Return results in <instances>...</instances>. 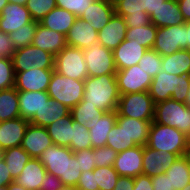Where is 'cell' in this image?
<instances>
[{
	"label": "cell",
	"mask_w": 190,
	"mask_h": 190,
	"mask_svg": "<svg viewBox=\"0 0 190 190\" xmlns=\"http://www.w3.org/2000/svg\"><path fill=\"white\" fill-rule=\"evenodd\" d=\"M38 159L46 172L58 177L64 185H77L82 172L70 148L53 144L46 148Z\"/></svg>",
	"instance_id": "1"
},
{
	"label": "cell",
	"mask_w": 190,
	"mask_h": 190,
	"mask_svg": "<svg viewBox=\"0 0 190 190\" xmlns=\"http://www.w3.org/2000/svg\"><path fill=\"white\" fill-rule=\"evenodd\" d=\"M120 92L116 75L87 77L84 80L85 104H91L104 112L117 111Z\"/></svg>",
	"instance_id": "2"
},
{
	"label": "cell",
	"mask_w": 190,
	"mask_h": 190,
	"mask_svg": "<svg viewBox=\"0 0 190 190\" xmlns=\"http://www.w3.org/2000/svg\"><path fill=\"white\" fill-rule=\"evenodd\" d=\"M189 90L190 75L177 76L161 71L152 79L148 92L154 104L170 98L185 103Z\"/></svg>",
	"instance_id": "3"
},
{
	"label": "cell",
	"mask_w": 190,
	"mask_h": 190,
	"mask_svg": "<svg viewBox=\"0 0 190 190\" xmlns=\"http://www.w3.org/2000/svg\"><path fill=\"white\" fill-rule=\"evenodd\" d=\"M147 147L183 156L190 151V137L178 129L152 121Z\"/></svg>",
	"instance_id": "4"
},
{
	"label": "cell",
	"mask_w": 190,
	"mask_h": 190,
	"mask_svg": "<svg viewBox=\"0 0 190 190\" xmlns=\"http://www.w3.org/2000/svg\"><path fill=\"white\" fill-rule=\"evenodd\" d=\"M153 121L174 127L190 137V107L183 102L170 98L155 104Z\"/></svg>",
	"instance_id": "5"
},
{
	"label": "cell",
	"mask_w": 190,
	"mask_h": 190,
	"mask_svg": "<svg viewBox=\"0 0 190 190\" xmlns=\"http://www.w3.org/2000/svg\"><path fill=\"white\" fill-rule=\"evenodd\" d=\"M47 93L51 99L57 100L71 109L83 100L84 81L68 78L54 71Z\"/></svg>",
	"instance_id": "6"
},
{
	"label": "cell",
	"mask_w": 190,
	"mask_h": 190,
	"mask_svg": "<svg viewBox=\"0 0 190 190\" xmlns=\"http://www.w3.org/2000/svg\"><path fill=\"white\" fill-rule=\"evenodd\" d=\"M54 71L68 78L84 81L88 77L84 51L67 45L54 56Z\"/></svg>",
	"instance_id": "7"
},
{
	"label": "cell",
	"mask_w": 190,
	"mask_h": 190,
	"mask_svg": "<svg viewBox=\"0 0 190 190\" xmlns=\"http://www.w3.org/2000/svg\"><path fill=\"white\" fill-rule=\"evenodd\" d=\"M155 104L149 92L128 93L120 95L117 116L139 120H154Z\"/></svg>",
	"instance_id": "8"
},
{
	"label": "cell",
	"mask_w": 190,
	"mask_h": 190,
	"mask_svg": "<svg viewBox=\"0 0 190 190\" xmlns=\"http://www.w3.org/2000/svg\"><path fill=\"white\" fill-rule=\"evenodd\" d=\"M12 61L15 73L36 68L54 69V55L32 44L15 49Z\"/></svg>",
	"instance_id": "9"
},
{
	"label": "cell",
	"mask_w": 190,
	"mask_h": 190,
	"mask_svg": "<svg viewBox=\"0 0 190 190\" xmlns=\"http://www.w3.org/2000/svg\"><path fill=\"white\" fill-rule=\"evenodd\" d=\"M159 55L169 56L181 49H187L186 25H175L157 28L152 47Z\"/></svg>",
	"instance_id": "10"
},
{
	"label": "cell",
	"mask_w": 190,
	"mask_h": 190,
	"mask_svg": "<svg viewBox=\"0 0 190 190\" xmlns=\"http://www.w3.org/2000/svg\"><path fill=\"white\" fill-rule=\"evenodd\" d=\"M84 51V59L88 69V77H98L105 74L115 75L113 50L107 49L99 42L94 43Z\"/></svg>",
	"instance_id": "11"
},
{
	"label": "cell",
	"mask_w": 190,
	"mask_h": 190,
	"mask_svg": "<svg viewBox=\"0 0 190 190\" xmlns=\"http://www.w3.org/2000/svg\"><path fill=\"white\" fill-rule=\"evenodd\" d=\"M115 75L120 95L148 92L153 79L138 64L118 70Z\"/></svg>",
	"instance_id": "12"
},
{
	"label": "cell",
	"mask_w": 190,
	"mask_h": 190,
	"mask_svg": "<svg viewBox=\"0 0 190 190\" xmlns=\"http://www.w3.org/2000/svg\"><path fill=\"white\" fill-rule=\"evenodd\" d=\"M54 69H29L15 73L14 88L18 92L47 91Z\"/></svg>",
	"instance_id": "13"
},
{
	"label": "cell",
	"mask_w": 190,
	"mask_h": 190,
	"mask_svg": "<svg viewBox=\"0 0 190 190\" xmlns=\"http://www.w3.org/2000/svg\"><path fill=\"white\" fill-rule=\"evenodd\" d=\"M178 155L143 146L142 174L153 177L165 173L178 159Z\"/></svg>",
	"instance_id": "14"
},
{
	"label": "cell",
	"mask_w": 190,
	"mask_h": 190,
	"mask_svg": "<svg viewBox=\"0 0 190 190\" xmlns=\"http://www.w3.org/2000/svg\"><path fill=\"white\" fill-rule=\"evenodd\" d=\"M143 146H135L117 153L114 169L119 176L137 177L142 175Z\"/></svg>",
	"instance_id": "15"
},
{
	"label": "cell",
	"mask_w": 190,
	"mask_h": 190,
	"mask_svg": "<svg viewBox=\"0 0 190 190\" xmlns=\"http://www.w3.org/2000/svg\"><path fill=\"white\" fill-rule=\"evenodd\" d=\"M32 21L30 12L24 5L8 3L0 14V31L10 34Z\"/></svg>",
	"instance_id": "16"
},
{
	"label": "cell",
	"mask_w": 190,
	"mask_h": 190,
	"mask_svg": "<svg viewBox=\"0 0 190 190\" xmlns=\"http://www.w3.org/2000/svg\"><path fill=\"white\" fill-rule=\"evenodd\" d=\"M52 145L53 141L46 127L35 126L29 123L20 146L32 158H38L46 148Z\"/></svg>",
	"instance_id": "17"
},
{
	"label": "cell",
	"mask_w": 190,
	"mask_h": 190,
	"mask_svg": "<svg viewBox=\"0 0 190 190\" xmlns=\"http://www.w3.org/2000/svg\"><path fill=\"white\" fill-rule=\"evenodd\" d=\"M96 42H98V31L90 25L89 21L76 18L66 35L67 45L85 50Z\"/></svg>",
	"instance_id": "18"
},
{
	"label": "cell",
	"mask_w": 190,
	"mask_h": 190,
	"mask_svg": "<svg viewBox=\"0 0 190 190\" xmlns=\"http://www.w3.org/2000/svg\"><path fill=\"white\" fill-rule=\"evenodd\" d=\"M148 49L135 40H123L116 49L113 50V57L116 70L126 69L138 64Z\"/></svg>",
	"instance_id": "19"
},
{
	"label": "cell",
	"mask_w": 190,
	"mask_h": 190,
	"mask_svg": "<svg viewBox=\"0 0 190 190\" xmlns=\"http://www.w3.org/2000/svg\"><path fill=\"white\" fill-rule=\"evenodd\" d=\"M126 30L124 17L115 13L111 20L98 31V42L105 48L114 50L125 40Z\"/></svg>",
	"instance_id": "20"
},
{
	"label": "cell",
	"mask_w": 190,
	"mask_h": 190,
	"mask_svg": "<svg viewBox=\"0 0 190 190\" xmlns=\"http://www.w3.org/2000/svg\"><path fill=\"white\" fill-rule=\"evenodd\" d=\"M28 124L29 120L21 117L0 122V148L19 147Z\"/></svg>",
	"instance_id": "21"
},
{
	"label": "cell",
	"mask_w": 190,
	"mask_h": 190,
	"mask_svg": "<svg viewBox=\"0 0 190 190\" xmlns=\"http://www.w3.org/2000/svg\"><path fill=\"white\" fill-rule=\"evenodd\" d=\"M115 13L124 17L127 28L151 23L150 16L143 11L141 0H122L114 6Z\"/></svg>",
	"instance_id": "22"
},
{
	"label": "cell",
	"mask_w": 190,
	"mask_h": 190,
	"mask_svg": "<svg viewBox=\"0 0 190 190\" xmlns=\"http://www.w3.org/2000/svg\"><path fill=\"white\" fill-rule=\"evenodd\" d=\"M117 119V111L105 112L100 118L92 119L87 124L90 132L92 148L106 146L107 135L112 129Z\"/></svg>",
	"instance_id": "23"
},
{
	"label": "cell",
	"mask_w": 190,
	"mask_h": 190,
	"mask_svg": "<svg viewBox=\"0 0 190 190\" xmlns=\"http://www.w3.org/2000/svg\"><path fill=\"white\" fill-rule=\"evenodd\" d=\"M32 45L55 56L67 46L66 36L38 23Z\"/></svg>",
	"instance_id": "24"
},
{
	"label": "cell",
	"mask_w": 190,
	"mask_h": 190,
	"mask_svg": "<svg viewBox=\"0 0 190 190\" xmlns=\"http://www.w3.org/2000/svg\"><path fill=\"white\" fill-rule=\"evenodd\" d=\"M150 21L157 28L181 25L185 23L177 0L164 1L162 5L156 9V11L151 13Z\"/></svg>",
	"instance_id": "25"
},
{
	"label": "cell",
	"mask_w": 190,
	"mask_h": 190,
	"mask_svg": "<svg viewBox=\"0 0 190 190\" xmlns=\"http://www.w3.org/2000/svg\"><path fill=\"white\" fill-rule=\"evenodd\" d=\"M152 121L125 116H117L116 119V123L124 129L129 141H134L139 146H145L147 144Z\"/></svg>",
	"instance_id": "26"
},
{
	"label": "cell",
	"mask_w": 190,
	"mask_h": 190,
	"mask_svg": "<svg viewBox=\"0 0 190 190\" xmlns=\"http://www.w3.org/2000/svg\"><path fill=\"white\" fill-rule=\"evenodd\" d=\"M115 14L114 6L108 0H96L80 16L82 20L89 21L95 30L102 29Z\"/></svg>",
	"instance_id": "27"
},
{
	"label": "cell",
	"mask_w": 190,
	"mask_h": 190,
	"mask_svg": "<svg viewBox=\"0 0 190 190\" xmlns=\"http://www.w3.org/2000/svg\"><path fill=\"white\" fill-rule=\"evenodd\" d=\"M46 169L38 158H31L15 181L27 190H39Z\"/></svg>",
	"instance_id": "28"
},
{
	"label": "cell",
	"mask_w": 190,
	"mask_h": 190,
	"mask_svg": "<svg viewBox=\"0 0 190 190\" xmlns=\"http://www.w3.org/2000/svg\"><path fill=\"white\" fill-rule=\"evenodd\" d=\"M20 117L30 120L36 112H39L50 99L47 91L18 92Z\"/></svg>",
	"instance_id": "29"
},
{
	"label": "cell",
	"mask_w": 190,
	"mask_h": 190,
	"mask_svg": "<svg viewBox=\"0 0 190 190\" xmlns=\"http://www.w3.org/2000/svg\"><path fill=\"white\" fill-rule=\"evenodd\" d=\"M69 114L70 109L66 105L50 98L46 102V105L34 114L29 123L35 126L47 127L59 118L68 116Z\"/></svg>",
	"instance_id": "30"
},
{
	"label": "cell",
	"mask_w": 190,
	"mask_h": 190,
	"mask_svg": "<svg viewBox=\"0 0 190 190\" xmlns=\"http://www.w3.org/2000/svg\"><path fill=\"white\" fill-rule=\"evenodd\" d=\"M76 18L73 13L66 9L55 7L39 21V24L66 36Z\"/></svg>",
	"instance_id": "31"
},
{
	"label": "cell",
	"mask_w": 190,
	"mask_h": 190,
	"mask_svg": "<svg viewBox=\"0 0 190 190\" xmlns=\"http://www.w3.org/2000/svg\"><path fill=\"white\" fill-rule=\"evenodd\" d=\"M162 71L172 75H190V51L181 49L162 57Z\"/></svg>",
	"instance_id": "32"
},
{
	"label": "cell",
	"mask_w": 190,
	"mask_h": 190,
	"mask_svg": "<svg viewBox=\"0 0 190 190\" xmlns=\"http://www.w3.org/2000/svg\"><path fill=\"white\" fill-rule=\"evenodd\" d=\"M46 129L53 141V144L62 147H70L73 133L71 114L59 118L52 124L48 125Z\"/></svg>",
	"instance_id": "33"
},
{
	"label": "cell",
	"mask_w": 190,
	"mask_h": 190,
	"mask_svg": "<svg viewBox=\"0 0 190 190\" xmlns=\"http://www.w3.org/2000/svg\"><path fill=\"white\" fill-rule=\"evenodd\" d=\"M165 174L168 176L169 182L171 183V188H174V190H181L188 183H190L188 153L178 157V159L173 162Z\"/></svg>",
	"instance_id": "34"
},
{
	"label": "cell",
	"mask_w": 190,
	"mask_h": 190,
	"mask_svg": "<svg viewBox=\"0 0 190 190\" xmlns=\"http://www.w3.org/2000/svg\"><path fill=\"white\" fill-rule=\"evenodd\" d=\"M20 117L18 91L13 87L0 91V122Z\"/></svg>",
	"instance_id": "35"
},
{
	"label": "cell",
	"mask_w": 190,
	"mask_h": 190,
	"mask_svg": "<svg viewBox=\"0 0 190 190\" xmlns=\"http://www.w3.org/2000/svg\"><path fill=\"white\" fill-rule=\"evenodd\" d=\"M31 158L32 157L21 146L4 150L3 160L14 180L20 175L24 166Z\"/></svg>",
	"instance_id": "36"
},
{
	"label": "cell",
	"mask_w": 190,
	"mask_h": 190,
	"mask_svg": "<svg viewBox=\"0 0 190 190\" xmlns=\"http://www.w3.org/2000/svg\"><path fill=\"white\" fill-rule=\"evenodd\" d=\"M156 32L157 27L152 23L145 26L127 28L125 39L135 40L139 45L147 49H152L156 38Z\"/></svg>",
	"instance_id": "37"
},
{
	"label": "cell",
	"mask_w": 190,
	"mask_h": 190,
	"mask_svg": "<svg viewBox=\"0 0 190 190\" xmlns=\"http://www.w3.org/2000/svg\"><path fill=\"white\" fill-rule=\"evenodd\" d=\"M104 113V111L98 109L96 106L85 104L83 100L70 109L73 120L84 126H87L92 119L100 118Z\"/></svg>",
	"instance_id": "38"
},
{
	"label": "cell",
	"mask_w": 190,
	"mask_h": 190,
	"mask_svg": "<svg viewBox=\"0 0 190 190\" xmlns=\"http://www.w3.org/2000/svg\"><path fill=\"white\" fill-rule=\"evenodd\" d=\"M106 146L119 153L137 145L134 141H129L124 129L115 123L107 135Z\"/></svg>",
	"instance_id": "39"
},
{
	"label": "cell",
	"mask_w": 190,
	"mask_h": 190,
	"mask_svg": "<svg viewBox=\"0 0 190 190\" xmlns=\"http://www.w3.org/2000/svg\"><path fill=\"white\" fill-rule=\"evenodd\" d=\"M94 175L95 187L99 190H113L120 177L113 166L96 167Z\"/></svg>",
	"instance_id": "40"
},
{
	"label": "cell",
	"mask_w": 190,
	"mask_h": 190,
	"mask_svg": "<svg viewBox=\"0 0 190 190\" xmlns=\"http://www.w3.org/2000/svg\"><path fill=\"white\" fill-rule=\"evenodd\" d=\"M72 128H73V133L69 148L73 152L92 148L89 129L86 126L81 125L78 122L74 121L73 118H72Z\"/></svg>",
	"instance_id": "41"
},
{
	"label": "cell",
	"mask_w": 190,
	"mask_h": 190,
	"mask_svg": "<svg viewBox=\"0 0 190 190\" xmlns=\"http://www.w3.org/2000/svg\"><path fill=\"white\" fill-rule=\"evenodd\" d=\"M39 22L32 21L9 34L10 40L15 49L26 47L32 44L37 25Z\"/></svg>",
	"instance_id": "42"
},
{
	"label": "cell",
	"mask_w": 190,
	"mask_h": 190,
	"mask_svg": "<svg viewBox=\"0 0 190 190\" xmlns=\"http://www.w3.org/2000/svg\"><path fill=\"white\" fill-rule=\"evenodd\" d=\"M138 65L145 73L149 74L151 78H154L162 71V56L153 49H148L138 62Z\"/></svg>",
	"instance_id": "43"
},
{
	"label": "cell",
	"mask_w": 190,
	"mask_h": 190,
	"mask_svg": "<svg viewBox=\"0 0 190 190\" xmlns=\"http://www.w3.org/2000/svg\"><path fill=\"white\" fill-rule=\"evenodd\" d=\"M25 7L29 10L32 20L39 22L57 7V4L56 0H27Z\"/></svg>",
	"instance_id": "44"
},
{
	"label": "cell",
	"mask_w": 190,
	"mask_h": 190,
	"mask_svg": "<svg viewBox=\"0 0 190 190\" xmlns=\"http://www.w3.org/2000/svg\"><path fill=\"white\" fill-rule=\"evenodd\" d=\"M15 72L12 58L0 57V91L13 88Z\"/></svg>",
	"instance_id": "45"
},
{
	"label": "cell",
	"mask_w": 190,
	"mask_h": 190,
	"mask_svg": "<svg viewBox=\"0 0 190 190\" xmlns=\"http://www.w3.org/2000/svg\"><path fill=\"white\" fill-rule=\"evenodd\" d=\"M96 0H56L57 7L66 9L73 13L77 18L86 11L90 4Z\"/></svg>",
	"instance_id": "46"
},
{
	"label": "cell",
	"mask_w": 190,
	"mask_h": 190,
	"mask_svg": "<svg viewBox=\"0 0 190 190\" xmlns=\"http://www.w3.org/2000/svg\"><path fill=\"white\" fill-rule=\"evenodd\" d=\"M117 152L108 146L94 148L95 166H114Z\"/></svg>",
	"instance_id": "47"
},
{
	"label": "cell",
	"mask_w": 190,
	"mask_h": 190,
	"mask_svg": "<svg viewBox=\"0 0 190 190\" xmlns=\"http://www.w3.org/2000/svg\"><path fill=\"white\" fill-rule=\"evenodd\" d=\"M74 156L80 166V171H93L95 166L94 148L79 150L74 152Z\"/></svg>",
	"instance_id": "48"
},
{
	"label": "cell",
	"mask_w": 190,
	"mask_h": 190,
	"mask_svg": "<svg viewBox=\"0 0 190 190\" xmlns=\"http://www.w3.org/2000/svg\"><path fill=\"white\" fill-rule=\"evenodd\" d=\"M76 187L79 190H99V187H95L94 170L82 172Z\"/></svg>",
	"instance_id": "49"
},
{
	"label": "cell",
	"mask_w": 190,
	"mask_h": 190,
	"mask_svg": "<svg viewBox=\"0 0 190 190\" xmlns=\"http://www.w3.org/2000/svg\"><path fill=\"white\" fill-rule=\"evenodd\" d=\"M15 48L9 34L0 31V57L12 58Z\"/></svg>",
	"instance_id": "50"
},
{
	"label": "cell",
	"mask_w": 190,
	"mask_h": 190,
	"mask_svg": "<svg viewBox=\"0 0 190 190\" xmlns=\"http://www.w3.org/2000/svg\"><path fill=\"white\" fill-rule=\"evenodd\" d=\"M64 184L53 174L46 173L39 190H60Z\"/></svg>",
	"instance_id": "51"
},
{
	"label": "cell",
	"mask_w": 190,
	"mask_h": 190,
	"mask_svg": "<svg viewBox=\"0 0 190 190\" xmlns=\"http://www.w3.org/2000/svg\"><path fill=\"white\" fill-rule=\"evenodd\" d=\"M151 179L153 190H174V188H171V183L165 173L153 176Z\"/></svg>",
	"instance_id": "52"
},
{
	"label": "cell",
	"mask_w": 190,
	"mask_h": 190,
	"mask_svg": "<svg viewBox=\"0 0 190 190\" xmlns=\"http://www.w3.org/2000/svg\"><path fill=\"white\" fill-rule=\"evenodd\" d=\"M133 190H153L151 177L143 174L135 177Z\"/></svg>",
	"instance_id": "53"
},
{
	"label": "cell",
	"mask_w": 190,
	"mask_h": 190,
	"mask_svg": "<svg viewBox=\"0 0 190 190\" xmlns=\"http://www.w3.org/2000/svg\"><path fill=\"white\" fill-rule=\"evenodd\" d=\"M8 170L5 161L2 160L0 162V187L8 186L11 182L15 181Z\"/></svg>",
	"instance_id": "54"
},
{
	"label": "cell",
	"mask_w": 190,
	"mask_h": 190,
	"mask_svg": "<svg viewBox=\"0 0 190 190\" xmlns=\"http://www.w3.org/2000/svg\"><path fill=\"white\" fill-rule=\"evenodd\" d=\"M134 178L120 176L113 190H133Z\"/></svg>",
	"instance_id": "55"
},
{
	"label": "cell",
	"mask_w": 190,
	"mask_h": 190,
	"mask_svg": "<svg viewBox=\"0 0 190 190\" xmlns=\"http://www.w3.org/2000/svg\"><path fill=\"white\" fill-rule=\"evenodd\" d=\"M164 1L166 0H141L142 9L150 16Z\"/></svg>",
	"instance_id": "56"
},
{
	"label": "cell",
	"mask_w": 190,
	"mask_h": 190,
	"mask_svg": "<svg viewBox=\"0 0 190 190\" xmlns=\"http://www.w3.org/2000/svg\"><path fill=\"white\" fill-rule=\"evenodd\" d=\"M177 3L184 20H190V0H177Z\"/></svg>",
	"instance_id": "57"
},
{
	"label": "cell",
	"mask_w": 190,
	"mask_h": 190,
	"mask_svg": "<svg viewBox=\"0 0 190 190\" xmlns=\"http://www.w3.org/2000/svg\"><path fill=\"white\" fill-rule=\"evenodd\" d=\"M187 50L190 51V20L185 21Z\"/></svg>",
	"instance_id": "58"
},
{
	"label": "cell",
	"mask_w": 190,
	"mask_h": 190,
	"mask_svg": "<svg viewBox=\"0 0 190 190\" xmlns=\"http://www.w3.org/2000/svg\"><path fill=\"white\" fill-rule=\"evenodd\" d=\"M8 190H27V189L18 184L16 181H13L8 185Z\"/></svg>",
	"instance_id": "59"
},
{
	"label": "cell",
	"mask_w": 190,
	"mask_h": 190,
	"mask_svg": "<svg viewBox=\"0 0 190 190\" xmlns=\"http://www.w3.org/2000/svg\"><path fill=\"white\" fill-rule=\"evenodd\" d=\"M60 190H79L76 186L63 185Z\"/></svg>",
	"instance_id": "60"
},
{
	"label": "cell",
	"mask_w": 190,
	"mask_h": 190,
	"mask_svg": "<svg viewBox=\"0 0 190 190\" xmlns=\"http://www.w3.org/2000/svg\"><path fill=\"white\" fill-rule=\"evenodd\" d=\"M9 3H17L20 5H26L27 0H8Z\"/></svg>",
	"instance_id": "61"
},
{
	"label": "cell",
	"mask_w": 190,
	"mask_h": 190,
	"mask_svg": "<svg viewBox=\"0 0 190 190\" xmlns=\"http://www.w3.org/2000/svg\"><path fill=\"white\" fill-rule=\"evenodd\" d=\"M8 0H0V14L3 10V8L8 4Z\"/></svg>",
	"instance_id": "62"
},
{
	"label": "cell",
	"mask_w": 190,
	"mask_h": 190,
	"mask_svg": "<svg viewBox=\"0 0 190 190\" xmlns=\"http://www.w3.org/2000/svg\"><path fill=\"white\" fill-rule=\"evenodd\" d=\"M185 104H186L188 107H190V90H189V94H188V96H187V99H186Z\"/></svg>",
	"instance_id": "63"
},
{
	"label": "cell",
	"mask_w": 190,
	"mask_h": 190,
	"mask_svg": "<svg viewBox=\"0 0 190 190\" xmlns=\"http://www.w3.org/2000/svg\"><path fill=\"white\" fill-rule=\"evenodd\" d=\"M113 6H115L118 2L122 0H108Z\"/></svg>",
	"instance_id": "64"
},
{
	"label": "cell",
	"mask_w": 190,
	"mask_h": 190,
	"mask_svg": "<svg viewBox=\"0 0 190 190\" xmlns=\"http://www.w3.org/2000/svg\"><path fill=\"white\" fill-rule=\"evenodd\" d=\"M4 158V150L0 148V162L3 160Z\"/></svg>",
	"instance_id": "65"
},
{
	"label": "cell",
	"mask_w": 190,
	"mask_h": 190,
	"mask_svg": "<svg viewBox=\"0 0 190 190\" xmlns=\"http://www.w3.org/2000/svg\"><path fill=\"white\" fill-rule=\"evenodd\" d=\"M181 190H190V183H188L183 189Z\"/></svg>",
	"instance_id": "66"
},
{
	"label": "cell",
	"mask_w": 190,
	"mask_h": 190,
	"mask_svg": "<svg viewBox=\"0 0 190 190\" xmlns=\"http://www.w3.org/2000/svg\"><path fill=\"white\" fill-rule=\"evenodd\" d=\"M0 190H8V186H2L0 187Z\"/></svg>",
	"instance_id": "67"
},
{
	"label": "cell",
	"mask_w": 190,
	"mask_h": 190,
	"mask_svg": "<svg viewBox=\"0 0 190 190\" xmlns=\"http://www.w3.org/2000/svg\"><path fill=\"white\" fill-rule=\"evenodd\" d=\"M188 164H189V168H190V151L188 152Z\"/></svg>",
	"instance_id": "68"
}]
</instances>
